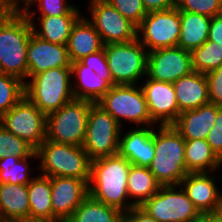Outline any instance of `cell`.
<instances>
[{
	"instance_id": "cell-1",
	"label": "cell",
	"mask_w": 222,
	"mask_h": 222,
	"mask_svg": "<svg viewBox=\"0 0 222 222\" xmlns=\"http://www.w3.org/2000/svg\"><path fill=\"white\" fill-rule=\"evenodd\" d=\"M130 167L131 163L119 154L91 160L89 195L123 213L130 210L135 206L133 202H126Z\"/></svg>"
},
{
	"instance_id": "cell-2",
	"label": "cell",
	"mask_w": 222,
	"mask_h": 222,
	"mask_svg": "<svg viewBox=\"0 0 222 222\" xmlns=\"http://www.w3.org/2000/svg\"><path fill=\"white\" fill-rule=\"evenodd\" d=\"M32 24L21 11H0V72L25 82Z\"/></svg>"
},
{
	"instance_id": "cell-3",
	"label": "cell",
	"mask_w": 222,
	"mask_h": 222,
	"mask_svg": "<svg viewBox=\"0 0 222 222\" xmlns=\"http://www.w3.org/2000/svg\"><path fill=\"white\" fill-rule=\"evenodd\" d=\"M155 156L148 169L161 186H179L188 174L185 163V140L172 126H160L154 130Z\"/></svg>"
},
{
	"instance_id": "cell-4",
	"label": "cell",
	"mask_w": 222,
	"mask_h": 222,
	"mask_svg": "<svg viewBox=\"0 0 222 222\" xmlns=\"http://www.w3.org/2000/svg\"><path fill=\"white\" fill-rule=\"evenodd\" d=\"M42 175L90 180L91 159L82 146L45 140L36 149Z\"/></svg>"
},
{
	"instance_id": "cell-5",
	"label": "cell",
	"mask_w": 222,
	"mask_h": 222,
	"mask_svg": "<svg viewBox=\"0 0 222 222\" xmlns=\"http://www.w3.org/2000/svg\"><path fill=\"white\" fill-rule=\"evenodd\" d=\"M71 67L51 68L25 82V96L45 115L75 99Z\"/></svg>"
},
{
	"instance_id": "cell-6",
	"label": "cell",
	"mask_w": 222,
	"mask_h": 222,
	"mask_svg": "<svg viewBox=\"0 0 222 222\" xmlns=\"http://www.w3.org/2000/svg\"><path fill=\"white\" fill-rule=\"evenodd\" d=\"M93 103L73 99L59 110L46 115V139L56 143L83 146L88 115Z\"/></svg>"
},
{
	"instance_id": "cell-7",
	"label": "cell",
	"mask_w": 222,
	"mask_h": 222,
	"mask_svg": "<svg viewBox=\"0 0 222 222\" xmlns=\"http://www.w3.org/2000/svg\"><path fill=\"white\" fill-rule=\"evenodd\" d=\"M71 69L72 76H76L79 81L76 87H72L75 99L96 103L115 85L104 48L80 61L72 62Z\"/></svg>"
},
{
	"instance_id": "cell-8",
	"label": "cell",
	"mask_w": 222,
	"mask_h": 222,
	"mask_svg": "<svg viewBox=\"0 0 222 222\" xmlns=\"http://www.w3.org/2000/svg\"><path fill=\"white\" fill-rule=\"evenodd\" d=\"M103 48L115 85H135L147 75L148 52L137 38L127 43L105 44Z\"/></svg>"
},
{
	"instance_id": "cell-9",
	"label": "cell",
	"mask_w": 222,
	"mask_h": 222,
	"mask_svg": "<svg viewBox=\"0 0 222 222\" xmlns=\"http://www.w3.org/2000/svg\"><path fill=\"white\" fill-rule=\"evenodd\" d=\"M121 127L97 103L91 105L82 146L91 160L118 154Z\"/></svg>"
},
{
	"instance_id": "cell-10",
	"label": "cell",
	"mask_w": 222,
	"mask_h": 222,
	"mask_svg": "<svg viewBox=\"0 0 222 222\" xmlns=\"http://www.w3.org/2000/svg\"><path fill=\"white\" fill-rule=\"evenodd\" d=\"M108 112L120 125L121 118L136 125L152 124L142 87L136 85H113L111 89L96 102Z\"/></svg>"
},
{
	"instance_id": "cell-11",
	"label": "cell",
	"mask_w": 222,
	"mask_h": 222,
	"mask_svg": "<svg viewBox=\"0 0 222 222\" xmlns=\"http://www.w3.org/2000/svg\"><path fill=\"white\" fill-rule=\"evenodd\" d=\"M161 186L140 207L158 222H194L200 214L182 186Z\"/></svg>"
},
{
	"instance_id": "cell-12",
	"label": "cell",
	"mask_w": 222,
	"mask_h": 222,
	"mask_svg": "<svg viewBox=\"0 0 222 222\" xmlns=\"http://www.w3.org/2000/svg\"><path fill=\"white\" fill-rule=\"evenodd\" d=\"M0 124L35 150L46 140V115L26 96L0 118Z\"/></svg>"
},
{
	"instance_id": "cell-13",
	"label": "cell",
	"mask_w": 222,
	"mask_h": 222,
	"mask_svg": "<svg viewBox=\"0 0 222 222\" xmlns=\"http://www.w3.org/2000/svg\"><path fill=\"white\" fill-rule=\"evenodd\" d=\"M180 26V11L176 7L149 12L137 26V39L147 48V52L176 47Z\"/></svg>"
},
{
	"instance_id": "cell-14",
	"label": "cell",
	"mask_w": 222,
	"mask_h": 222,
	"mask_svg": "<svg viewBox=\"0 0 222 222\" xmlns=\"http://www.w3.org/2000/svg\"><path fill=\"white\" fill-rule=\"evenodd\" d=\"M88 20L99 33L103 44L127 43L137 38V26L106 0H91Z\"/></svg>"
},
{
	"instance_id": "cell-15",
	"label": "cell",
	"mask_w": 222,
	"mask_h": 222,
	"mask_svg": "<svg viewBox=\"0 0 222 222\" xmlns=\"http://www.w3.org/2000/svg\"><path fill=\"white\" fill-rule=\"evenodd\" d=\"M193 71L191 52L181 47H169L148 52L147 75L149 79L174 83Z\"/></svg>"
},
{
	"instance_id": "cell-16",
	"label": "cell",
	"mask_w": 222,
	"mask_h": 222,
	"mask_svg": "<svg viewBox=\"0 0 222 222\" xmlns=\"http://www.w3.org/2000/svg\"><path fill=\"white\" fill-rule=\"evenodd\" d=\"M152 122L160 126L173 125L180 115L173 83L147 80L141 86Z\"/></svg>"
},
{
	"instance_id": "cell-17",
	"label": "cell",
	"mask_w": 222,
	"mask_h": 222,
	"mask_svg": "<svg viewBox=\"0 0 222 222\" xmlns=\"http://www.w3.org/2000/svg\"><path fill=\"white\" fill-rule=\"evenodd\" d=\"M53 215L67 220L89 196V180L50 177Z\"/></svg>"
},
{
	"instance_id": "cell-18",
	"label": "cell",
	"mask_w": 222,
	"mask_h": 222,
	"mask_svg": "<svg viewBox=\"0 0 222 222\" xmlns=\"http://www.w3.org/2000/svg\"><path fill=\"white\" fill-rule=\"evenodd\" d=\"M28 75L31 78L51 68L71 67L67 45L45 41L32 33L27 49Z\"/></svg>"
},
{
	"instance_id": "cell-19",
	"label": "cell",
	"mask_w": 222,
	"mask_h": 222,
	"mask_svg": "<svg viewBox=\"0 0 222 222\" xmlns=\"http://www.w3.org/2000/svg\"><path fill=\"white\" fill-rule=\"evenodd\" d=\"M209 174L188 173L179 184L199 213L217 212L222 197L215 186V176Z\"/></svg>"
},
{
	"instance_id": "cell-20",
	"label": "cell",
	"mask_w": 222,
	"mask_h": 222,
	"mask_svg": "<svg viewBox=\"0 0 222 222\" xmlns=\"http://www.w3.org/2000/svg\"><path fill=\"white\" fill-rule=\"evenodd\" d=\"M118 154L132 165L148 168L155 156L154 127L136 128L120 136Z\"/></svg>"
},
{
	"instance_id": "cell-21",
	"label": "cell",
	"mask_w": 222,
	"mask_h": 222,
	"mask_svg": "<svg viewBox=\"0 0 222 222\" xmlns=\"http://www.w3.org/2000/svg\"><path fill=\"white\" fill-rule=\"evenodd\" d=\"M219 108L220 106L208 103L197 109L182 112L172 126L185 141L206 139L214 126Z\"/></svg>"
},
{
	"instance_id": "cell-22",
	"label": "cell",
	"mask_w": 222,
	"mask_h": 222,
	"mask_svg": "<svg viewBox=\"0 0 222 222\" xmlns=\"http://www.w3.org/2000/svg\"><path fill=\"white\" fill-rule=\"evenodd\" d=\"M180 113L210 103L208 83L204 73L192 71L173 83Z\"/></svg>"
},
{
	"instance_id": "cell-23",
	"label": "cell",
	"mask_w": 222,
	"mask_h": 222,
	"mask_svg": "<svg viewBox=\"0 0 222 222\" xmlns=\"http://www.w3.org/2000/svg\"><path fill=\"white\" fill-rule=\"evenodd\" d=\"M103 47L101 37L93 24L81 16L74 24L67 43L71 62L80 61L87 55L100 51Z\"/></svg>"
},
{
	"instance_id": "cell-24",
	"label": "cell",
	"mask_w": 222,
	"mask_h": 222,
	"mask_svg": "<svg viewBox=\"0 0 222 222\" xmlns=\"http://www.w3.org/2000/svg\"><path fill=\"white\" fill-rule=\"evenodd\" d=\"M28 219L27 185L0 184V222H20Z\"/></svg>"
},
{
	"instance_id": "cell-25",
	"label": "cell",
	"mask_w": 222,
	"mask_h": 222,
	"mask_svg": "<svg viewBox=\"0 0 222 222\" xmlns=\"http://www.w3.org/2000/svg\"><path fill=\"white\" fill-rule=\"evenodd\" d=\"M29 10L22 5V11L32 24L33 33L45 41L59 45H67L74 24L81 17L80 15L40 16L41 30H37L33 22L36 11L32 13Z\"/></svg>"
},
{
	"instance_id": "cell-26",
	"label": "cell",
	"mask_w": 222,
	"mask_h": 222,
	"mask_svg": "<svg viewBox=\"0 0 222 222\" xmlns=\"http://www.w3.org/2000/svg\"><path fill=\"white\" fill-rule=\"evenodd\" d=\"M180 35L177 46L192 51L208 39L211 18L189 11H180Z\"/></svg>"
},
{
	"instance_id": "cell-27",
	"label": "cell",
	"mask_w": 222,
	"mask_h": 222,
	"mask_svg": "<svg viewBox=\"0 0 222 222\" xmlns=\"http://www.w3.org/2000/svg\"><path fill=\"white\" fill-rule=\"evenodd\" d=\"M29 195V219H57L53 215L51 178L39 174L27 185Z\"/></svg>"
},
{
	"instance_id": "cell-28",
	"label": "cell",
	"mask_w": 222,
	"mask_h": 222,
	"mask_svg": "<svg viewBox=\"0 0 222 222\" xmlns=\"http://www.w3.org/2000/svg\"><path fill=\"white\" fill-rule=\"evenodd\" d=\"M185 163L188 173H208L217 170L222 160L206 139H194L185 141Z\"/></svg>"
},
{
	"instance_id": "cell-29",
	"label": "cell",
	"mask_w": 222,
	"mask_h": 222,
	"mask_svg": "<svg viewBox=\"0 0 222 222\" xmlns=\"http://www.w3.org/2000/svg\"><path fill=\"white\" fill-rule=\"evenodd\" d=\"M160 187V183L148 168L131 164L127 180V191L128 197L137 199L132 201L135 206H141L146 200L150 199Z\"/></svg>"
},
{
	"instance_id": "cell-30",
	"label": "cell",
	"mask_w": 222,
	"mask_h": 222,
	"mask_svg": "<svg viewBox=\"0 0 222 222\" xmlns=\"http://www.w3.org/2000/svg\"><path fill=\"white\" fill-rule=\"evenodd\" d=\"M67 222H124V213L89 195L67 219Z\"/></svg>"
},
{
	"instance_id": "cell-31",
	"label": "cell",
	"mask_w": 222,
	"mask_h": 222,
	"mask_svg": "<svg viewBox=\"0 0 222 222\" xmlns=\"http://www.w3.org/2000/svg\"><path fill=\"white\" fill-rule=\"evenodd\" d=\"M30 158H38L36 150L27 158L20 159L10 155L0 159V184L28 185L32 181V178L28 175L29 165L27 160Z\"/></svg>"
},
{
	"instance_id": "cell-32",
	"label": "cell",
	"mask_w": 222,
	"mask_h": 222,
	"mask_svg": "<svg viewBox=\"0 0 222 222\" xmlns=\"http://www.w3.org/2000/svg\"><path fill=\"white\" fill-rule=\"evenodd\" d=\"M193 71L204 73L210 72L222 65V46L216 42L206 41L199 48L191 51Z\"/></svg>"
},
{
	"instance_id": "cell-33",
	"label": "cell",
	"mask_w": 222,
	"mask_h": 222,
	"mask_svg": "<svg viewBox=\"0 0 222 222\" xmlns=\"http://www.w3.org/2000/svg\"><path fill=\"white\" fill-rule=\"evenodd\" d=\"M25 96V82L0 72V118Z\"/></svg>"
},
{
	"instance_id": "cell-34",
	"label": "cell",
	"mask_w": 222,
	"mask_h": 222,
	"mask_svg": "<svg viewBox=\"0 0 222 222\" xmlns=\"http://www.w3.org/2000/svg\"><path fill=\"white\" fill-rule=\"evenodd\" d=\"M35 149L25 140L8 132L0 124V159L5 156H16L20 159L29 157Z\"/></svg>"
},
{
	"instance_id": "cell-35",
	"label": "cell",
	"mask_w": 222,
	"mask_h": 222,
	"mask_svg": "<svg viewBox=\"0 0 222 222\" xmlns=\"http://www.w3.org/2000/svg\"><path fill=\"white\" fill-rule=\"evenodd\" d=\"M175 7L179 11H189L210 18L222 14V0H177Z\"/></svg>"
},
{
	"instance_id": "cell-36",
	"label": "cell",
	"mask_w": 222,
	"mask_h": 222,
	"mask_svg": "<svg viewBox=\"0 0 222 222\" xmlns=\"http://www.w3.org/2000/svg\"><path fill=\"white\" fill-rule=\"evenodd\" d=\"M117 9L125 18L138 26L148 14L142 0H106Z\"/></svg>"
},
{
	"instance_id": "cell-37",
	"label": "cell",
	"mask_w": 222,
	"mask_h": 222,
	"mask_svg": "<svg viewBox=\"0 0 222 222\" xmlns=\"http://www.w3.org/2000/svg\"><path fill=\"white\" fill-rule=\"evenodd\" d=\"M36 2L39 3L40 16L80 15L79 8L66 4L65 0H31L25 8Z\"/></svg>"
},
{
	"instance_id": "cell-38",
	"label": "cell",
	"mask_w": 222,
	"mask_h": 222,
	"mask_svg": "<svg viewBox=\"0 0 222 222\" xmlns=\"http://www.w3.org/2000/svg\"><path fill=\"white\" fill-rule=\"evenodd\" d=\"M208 83V96L212 104L222 107V65L205 74Z\"/></svg>"
},
{
	"instance_id": "cell-39",
	"label": "cell",
	"mask_w": 222,
	"mask_h": 222,
	"mask_svg": "<svg viewBox=\"0 0 222 222\" xmlns=\"http://www.w3.org/2000/svg\"><path fill=\"white\" fill-rule=\"evenodd\" d=\"M206 141L222 160V107L217 110V117L214 126L206 137Z\"/></svg>"
},
{
	"instance_id": "cell-40",
	"label": "cell",
	"mask_w": 222,
	"mask_h": 222,
	"mask_svg": "<svg viewBox=\"0 0 222 222\" xmlns=\"http://www.w3.org/2000/svg\"><path fill=\"white\" fill-rule=\"evenodd\" d=\"M124 222H158L140 206H134L124 213Z\"/></svg>"
},
{
	"instance_id": "cell-41",
	"label": "cell",
	"mask_w": 222,
	"mask_h": 222,
	"mask_svg": "<svg viewBox=\"0 0 222 222\" xmlns=\"http://www.w3.org/2000/svg\"><path fill=\"white\" fill-rule=\"evenodd\" d=\"M207 40L216 42L217 45L222 46V14L211 18Z\"/></svg>"
},
{
	"instance_id": "cell-42",
	"label": "cell",
	"mask_w": 222,
	"mask_h": 222,
	"mask_svg": "<svg viewBox=\"0 0 222 222\" xmlns=\"http://www.w3.org/2000/svg\"><path fill=\"white\" fill-rule=\"evenodd\" d=\"M177 0H142L147 13L153 11H164L176 6Z\"/></svg>"
},
{
	"instance_id": "cell-43",
	"label": "cell",
	"mask_w": 222,
	"mask_h": 222,
	"mask_svg": "<svg viewBox=\"0 0 222 222\" xmlns=\"http://www.w3.org/2000/svg\"><path fill=\"white\" fill-rule=\"evenodd\" d=\"M194 222H222V217L218 212L200 213Z\"/></svg>"
},
{
	"instance_id": "cell-44",
	"label": "cell",
	"mask_w": 222,
	"mask_h": 222,
	"mask_svg": "<svg viewBox=\"0 0 222 222\" xmlns=\"http://www.w3.org/2000/svg\"><path fill=\"white\" fill-rule=\"evenodd\" d=\"M0 11H14V0H0Z\"/></svg>"
},
{
	"instance_id": "cell-45",
	"label": "cell",
	"mask_w": 222,
	"mask_h": 222,
	"mask_svg": "<svg viewBox=\"0 0 222 222\" xmlns=\"http://www.w3.org/2000/svg\"><path fill=\"white\" fill-rule=\"evenodd\" d=\"M20 222H67V220L63 219H51V220H40V219H28Z\"/></svg>"
},
{
	"instance_id": "cell-46",
	"label": "cell",
	"mask_w": 222,
	"mask_h": 222,
	"mask_svg": "<svg viewBox=\"0 0 222 222\" xmlns=\"http://www.w3.org/2000/svg\"><path fill=\"white\" fill-rule=\"evenodd\" d=\"M22 2H25L23 5H24V8L30 3L31 0H14V11H21L22 9H20V4L19 2L21 3Z\"/></svg>"
},
{
	"instance_id": "cell-47",
	"label": "cell",
	"mask_w": 222,
	"mask_h": 222,
	"mask_svg": "<svg viewBox=\"0 0 222 222\" xmlns=\"http://www.w3.org/2000/svg\"><path fill=\"white\" fill-rule=\"evenodd\" d=\"M217 212H218V213L220 214V216L222 217V197H221L220 204H219V206H218Z\"/></svg>"
}]
</instances>
